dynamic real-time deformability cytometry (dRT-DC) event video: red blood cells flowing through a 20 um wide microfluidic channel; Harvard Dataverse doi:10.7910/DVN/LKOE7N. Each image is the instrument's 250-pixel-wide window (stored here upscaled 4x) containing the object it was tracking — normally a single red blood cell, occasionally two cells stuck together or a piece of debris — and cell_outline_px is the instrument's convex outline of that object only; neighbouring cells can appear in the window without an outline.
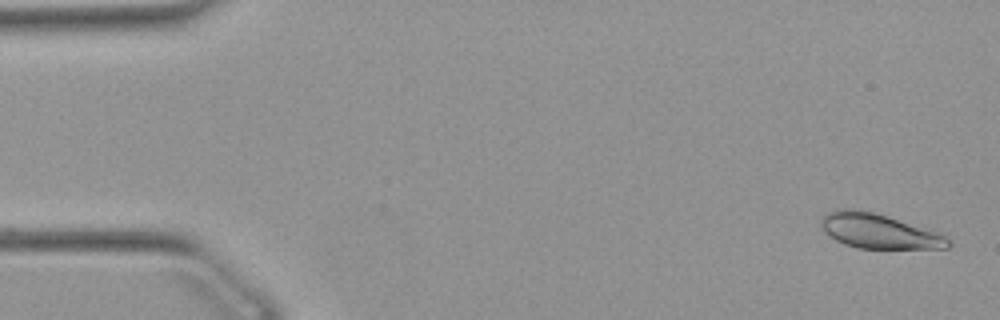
{"species": "Egyptian fruit bat (a non-hibernating species)", "species_latin": "Rousettus aegyptiacus", "temperature_condition": "warm", "stored_images_in_passage": 52, "camera_frame_rate_fps": 3000, "um_per_image_px": 0.085, "animal": {"sex": "female"}, "frame": {"image": 1, "passage_image": 2, "time_ms": 0.333, "image_size_px": [1000, 320], "cell_outline_px": [[952, 244], [948, 248], [856, 248], [844, 244], [836, 240], [824, 232], [820, 224], [820, 220], [828, 212], [840, 208], [852, 208], [872, 212], [888, 216], [944, 236]], "centroid_in_image_um": [74.61, 19.64], "position_along_channel_um": 10.4, "area_um2": 25.2}}
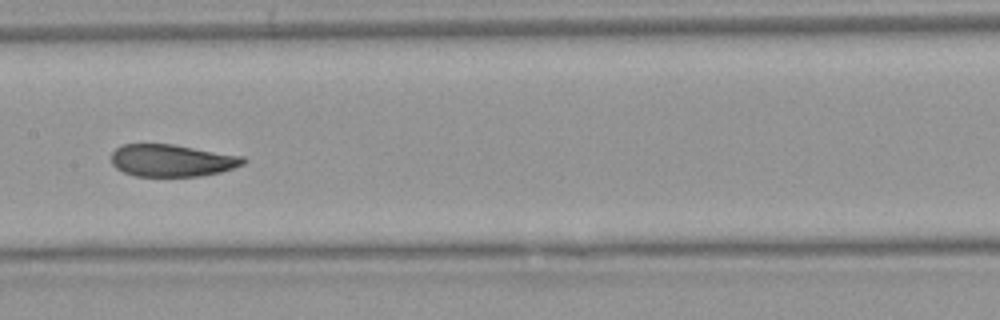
{"frame": {"image": 2, "passage_image": 26, "time_ms": 8.333, "image_size_px": [1000, 320], "cell_outline_px": [[248, 160], [244, 164], [220, 172], [200, 176], [136, 176], [124, 172], [116, 168], [112, 164], [112, 152], [116, 148], [124, 144], [172, 144], [244, 156]], "centroid_in_image_um": [14.63, 13.64], "position_along_channel_um": 192.8, "area_um2": 24.74}}
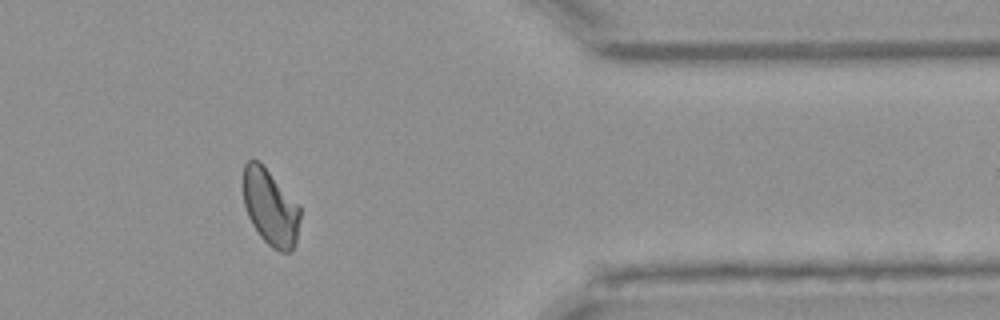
{"frame": {"image": 3, "passage_image": 43, "time_ms": 14.0, "image_size_px": [1000, 320], "cell_outline_px": [[300, 220], [296, 240], [292, 252], [280, 252], [272, 248], [260, 236], [252, 224], [248, 216], [244, 204], [244, 164], [248, 160], [260, 160], [300, 204]], "centroid_in_image_um": [23.01, 17.61], "position_along_channel_um": 388.4, "area_um2": 25.61}, "authors_computed_cell_mechanics": {"area_um2": 25.6632, "velocity_mm_per_s": 3.8629, "shape_relaxation_time_tau1_ms": 8.1539, "shape_relaxation_time_tau2_ms": 1.6669, "deformation_change_tau1": 0.1802, "deformation_change_tau2": 0.0505}}